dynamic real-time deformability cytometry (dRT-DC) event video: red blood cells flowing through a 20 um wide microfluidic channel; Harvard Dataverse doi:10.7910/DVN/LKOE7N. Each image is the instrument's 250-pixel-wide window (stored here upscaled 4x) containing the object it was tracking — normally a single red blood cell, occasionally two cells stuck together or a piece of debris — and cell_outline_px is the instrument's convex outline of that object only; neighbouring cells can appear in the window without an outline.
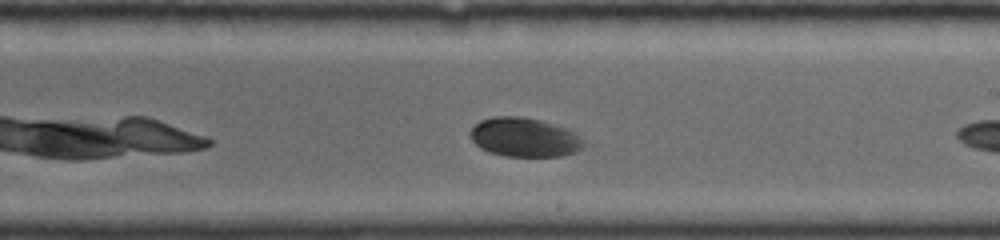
{"species": "common noctule bat (a hibernating species)", "species_latin": "Nyctalus noctula", "temperature_condition": "room temperature", "stored_images_in_passage": 27, "camera_frame_rate_fps": 4000, "um_per_image_px": 0.085, "animal": {"sex": "female", "body_mass_g": 19.0, "forearm_length_mm": 56.7}, "frame": {"image": 1, "passage_image": 16, "time_ms": 5.0, "image_size_px": [1000, 240], "cell_outline_px": [[584, 148], [576, 152], [560, 156], [504, 156], [488, 152], [480, 148], [472, 140], [468, 132], [480, 120], [496, 116], [520, 116], [544, 120], [568, 128], [576, 132], [580, 136], [584, 144]], "centroid_in_image_um": [44.6, 11.66], "position_along_channel_um": 244.4, "area_um2": 26.24}}
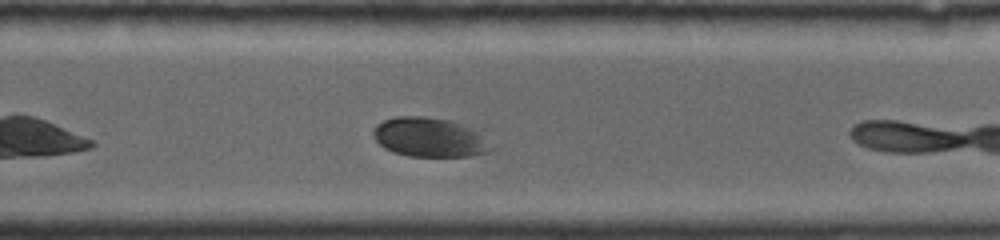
{"frame": {"image": 2, "passage_image": 20, "time_ms": 6.25, "image_size_px": [1000, 240], "cell_outline_px": [[492, 148], [484, 152], [468, 156], [408, 156], [392, 152], [384, 148], [372, 136], [372, 128], [376, 124], [384, 120], [396, 116], [424, 116], [452, 120], [476, 132]], "centroid_in_image_um": [36.37, 11.66], "position_along_channel_um": 293.4, "area_um2": 26.59}}